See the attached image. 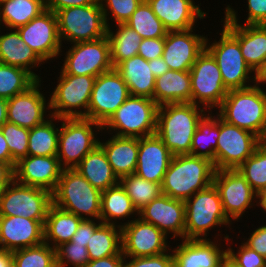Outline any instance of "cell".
<instances>
[{"label":"cell","mask_w":266,"mask_h":267,"mask_svg":"<svg viewBox=\"0 0 266 267\" xmlns=\"http://www.w3.org/2000/svg\"><path fill=\"white\" fill-rule=\"evenodd\" d=\"M185 203V232L184 239H210L211 230H215L213 239L227 240V228L230 233L234 224L227 218L220 194L214 183L207 188L196 192ZM233 225V226H232ZM227 226V227H226ZM221 227H225L226 234H222ZM220 228V229H219ZM221 230V231H220ZM219 232V233H218ZM224 235V236H223ZM220 236V237H219Z\"/></svg>","instance_id":"6da1fadb"},{"label":"cell","mask_w":266,"mask_h":267,"mask_svg":"<svg viewBox=\"0 0 266 267\" xmlns=\"http://www.w3.org/2000/svg\"><path fill=\"white\" fill-rule=\"evenodd\" d=\"M208 111L193 103L158 106L156 134L173 156L191 154L197 125Z\"/></svg>","instance_id":"7a4b0ae2"},{"label":"cell","mask_w":266,"mask_h":267,"mask_svg":"<svg viewBox=\"0 0 266 267\" xmlns=\"http://www.w3.org/2000/svg\"><path fill=\"white\" fill-rule=\"evenodd\" d=\"M215 167L209 159L191 154L173 156L161 184L162 193L186 201L213 183Z\"/></svg>","instance_id":"3957f363"},{"label":"cell","mask_w":266,"mask_h":267,"mask_svg":"<svg viewBox=\"0 0 266 267\" xmlns=\"http://www.w3.org/2000/svg\"><path fill=\"white\" fill-rule=\"evenodd\" d=\"M216 113L227 123L248 130L261 140L266 133V89L254 84L228 91Z\"/></svg>","instance_id":"277c9868"},{"label":"cell","mask_w":266,"mask_h":267,"mask_svg":"<svg viewBox=\"0 0 266 267\" xmlns=\"http://www.w3.org/2000/svg\"><path fill=\"white\" fill-rule=\"evenodd\" d=\"M53 204L88 220H100L101 191L93 187L76 169H63L52 193Z\"/></svg>","instance_id":"5b68a950"},{"label":"cell","mask_w":266,"mask_h":267,"mask_svg":"<svg viewBox=\"0 0 266 267\" xmlns=\"http://www.w3.org/2000/svg\"><path fill=\"white\" fill-rule=\"evenodd\" d=\"M102 125L87 118H62L57 158L63 169H74L99 145ZM98 134V135H97Z\"/></svg>","instance_id":"8992f818"},{"label":"cell","mask_w":266,"mask_h":267,"mask_svg":"<svg viewBox=\"0 0 266 267\" xmlns=\"http://www.w3.org/2000/svg\"><path fill=\"white\" fill-rule=\"evenodd\" d=\"M158 105L148 97L132 96L102 126L103 132L119 137H145L156 133Z\"/></svg>","instance_id":"52a82bcc"},{"label":"cell","mask_w":266,"mask_h":267,"mask_svg":"<svg viewBox=\"0 0 266 267\" xmlns=\"http://www.w3.org/2000/svg\"><path fill=\"white\" fill-rule=\"evenodd\" d=\"M218 29V39L206 38V49L217 61L225 88L245 89L256 84V74L246 64L239 42L224 28ZM211 40V41H210Z\"/></svg>","instance_id":"ba28073f"},{"label":"cell","mask_w":266,"mask_h":267,"mask_svg":"<svg viewBox=\"0 0 266 267\" xmlns=\"http://www.w3.org/2000/svg\"><path fill=\"white\" fill-rule=\"evenodd\" d=\"M55 14L62 46L107 36L108 27L99 0L86 6L64 8Z\"/></svg>","instance_id":"9c48e42d"},{"label":"cell","mask_w":266,"mask_h":267,"mask_svg":"<svg viewBox=\"0 0 266 267\" xmlns=\"http://www.w3.org/2000/svg\"><path fill=\"white\" fill-rule=\"evenodd\" d=\"M54 89L49 94L52 116L62 118H87L88 107L96 77L59 74Z\"/></svg>","instance_id":"30bf717a"},{"label":"cell","mask_w":266,"mask_h":267,"mask_svg":"<svg viewBox=\"0 0 266 267\" xmlns=\"http://www.w3.org/2000/svg\"><path fill=\"white\" fill-rule=\"evenodd\" d=\"M71 46V47H70ZM62 46L59 57L63 59L59 74L86 75L97 77L113 69L110 58V44L107 36L94 41L78 42ZM63 52V53H62Z\"/></svg>","instance_id":"8fae6325"},{"label":"cell","mask_w":266,"mask_h":267,"mask_svg":"<svg viewBox=\"0 0 266 267\" xmlns=\"http://www.w3.org/2000/svg\"><path fill=\"white\" fill-rule=\"evenodd\" d=\"M190 76L191 103L209 112L216 111L228 90L224 86L217 61L206 48L191 67Z\"/></svg>","instance_id":"7c38bea8"},{"label":"cell","mask_w":266,"mask_h":267,"mask_svg":"<svg viewBox=\"0 0 266 267\" xmlns=\"http://www.w3.org/2000/svg\"><path fill=\"white\" fill-rule=\"evenodd\" d=\"M52 204L50 191L13 180L0 195V216H22L44 226Z\"/></svg>","instance_id":"4fadbf2b"},{"label":"cell","mask_w":266,"mask_h":267,"mask_svg":"<svg viewBox=\"0 0 266 267\" xmlns=\"http://www.w3.org/2000/svg\"><path fill=\"white\" fill-rule=\"evenodd\" d=\"M261 143L257 135L227 123L219 116L215 170L237 169Z\"/></svg>","instance_id":"5bb4252c"},{"label":"cell","mask_w":266,"mask_h":267,"mask_svg":"<svg viewBox=\"0 0 266 267\" xmlns=\"http://www.w3.org/2000/svg\"><path fill=\"white\" fill-rule=\"evenodd\" d=\"M213 183L219 191L227 218L235 224L246 210L257 207V194L237 169L215 170Z\"/></svg>","instance_id":"9a60e30c"},{"label":"cell","mask_w":266,"mask_h":267,"mask_svg":"<svg viewBox=\"0 0 266 267\" xmlns=\"http://www.w3.org/2000/svg\"><path fill=\"white\" fill-rule=\"evenodd\" d=\"M224 5L221 25L239 42L246 64L256 74L266 62V25H243L238 11L230 4Z\"/></svg>","instance_id":"2e32d148"},{"label":"cell","mask_w":266,"mask_h":267,"mask_svg":"<svg viewBox=\"0 0 266 267\" xmlns=\"http://www.w3.org/2000/svg\"><path fill=\"white\" fill-rule=\"evenodd\" d=\"M129 96L127 84L115 68L100 74L94 82L87 119L103 126Z\"/></svg>","instance_id":"e0dca14e"},{"label":"cell","mask_w":266,"mask_h":267,"mask_svg":"<svg viewBox=\"0 0 266 267\" xmlns=\"http://www.w3.org/2000/svg\"><path fill=\"white\" fill-rule=\"evenodd\" d=\"M169 237L140 217L121 227L122 254L125 257H149L167 252ZM170 243L172 245H170Z\"/></svg>","instance_id":"ac0fdd59"},{"label":"cell","mask_w":266,"mask_h":267,"mask_svg":"<svg viewBox=\"0 0 266 267\" xmlns=\"http://www.w3.org/2000/svg\"><path fill=\"white\" fill-rule=\"evenodd\" d=\"M17 31L23 42L46 64L59 59L62 44L58 34L57 17L53 11L46 9L26 25L18 27Z\"/></svg>","instance_id":"d6986e66"},{"label":"cell","mask_w":266,"mask_h":267,"mask_svg":"<svg viewBox=\"0 0 266 267\" xmlns=\"http://www.w3.org/2000/svg\"><path fill=\"white\" fill-rule=\"evenodd\" d=\"M43 82L37 80L26 91L7 100L8 122L30 130L52 116L50 98L43 93L45 90L42 91Z\"/></svg>","instance_id":"ffe728a7"},{"label":"cell","mask_w":266,"mask_h":267,"mask_svg":"<svg viewBox=\"0 0 266 267\" xmlns=\"http://www.w3.org/2000/svg\"><path fill=\"white\" fill-rule=\"evenodd\" d=\"M196 32V28L167 32L162 57L170 70L190 71L205 50L207 35Z\"/></svg>","instance_id":"44dd1931"},{"label":"cell","mask_w":266,"mask_h":267,"mask_svg":"<svg viewBox=\"0 0 266 267\" xmlns=\"http://www.w3.org/2000/svg\"><path fill=\"white\" fill-rule=\"evenodd\" d=\"M139 217L174 238V242L184 239L185 203L182 200L161 194L139 211Z\"/></svg>","instance_id":"7402d4cb"},{"label":"cell","mask_w":266,"mask_h":267,"mask_svg":"<svg viewBox=\"0 0 266 267\" xmlns=\"http://www.w3.org/2000/svg\"><path fill=\"white\" fill-rule=\"evenodd\" d=\"M212 238L182 239L176 243L171 247L174 267H219L226 257V240Z\"/></svg>","instance_id":"603a6c76"},{"label":"cell","mask_w":266,"mask_h":267,"mask_svg":"<svg viewBox=\"0 0 266 267\" xmlns=\"http://www.w3.org/2000/svg\"><path fill=\"white\" fill-rule=\"evenodd\" d=\"M63 168L57 156H27L14 167V180L20 184L39 187L53 193Z\"/></svg>","instance_id":"cb8c5ba5"},{"label":"cell","mask_w":266,"mask_h":267,"mask_svg":"<svg viewBox=\"0 0 266 267\" xmlns=\"http://www.w3.org/2000/svg\"><path fill=\"white\" fill-rule=\"evenodd\" d=\"M147 2L168 31L196 28L198 20L206 19L209 14L200 8L201 3L197 4L194 0H147Z\"/></svg>","instance_id":"d4e9b609"},{"label":"cell","mask_w":266,"mask_h":267,"mask_svg":"<svg viewBox=\"0 0 266 267\" xmlns=\"http://www.w3.org/2000/svg\"><path fill=\"white\" fill-rule=\"evenodd\" d=\"M173 155L155 133L139 138L135 174L147 181L162 184Z\"/></svg>","instance_id":"484cf974"},{"label":"cell","mask_w":266,"mask_h":267,"mask_svg":"<svg viewBox=\"0 0 266 267\" xmlns=\"http://www.w3.org/2000/svg\"><path fill=\"white\" fill-rule=\"evenodd\" d=\"M44 226L22 216H0V248L15 251L44 242Z\"/></svg>","instance_id":"4316f807"},{"label":"cell","mask_w":266,"mask_h":267,"mask_svg":"<svg viewBox=\"0 0 266 267\" xmlns=\"http://www.w3.org/2000/svg\"><path fill=\"white\" fill-rule=\"evenodd\" d=\"M0 63L26 69L37 80L43 78L41 73L39 75L35 72L39 67L43 68L45 62L23 42L17 29H4L0 26Z\"/></svg>","instance_id":"83f0119b"},{"label":"cell","mask_w":266,"mask_h":267,"mask_svg":"<svg viewBox=\"0 0 266 267\" xmlns=\"http://www.w3.org/2000/svg\"><path fill=\"white\" fill-rule=\"evenodd\" d=\"M100 136L104 137L99 140V146L105 152L107 160L118 179L134 174L139 150V138L119 137L103 131Z\"/></svg>","instance_id":"f1b7e54d"},{"label":"cell","mask_w":266,"mask_h":267,"mask_svg":"<svg viewBox=\"0 0 266 267\" xmlns=\"http://www.w3.org/2000/svg\"><path fill=\"white\" fill-rule=\"evenodd\" d=\"M100 206V220L106 224L122 227L139 217V212L120 183L101 191Z\"/></svg>","instance_id":"f546056e"},{"label":"cell","mask_w":266,"mask_h":267,"mask_svg":"<svg viewBox=\"0 0 266 267\" xmlns=\"http://www.w3.org/2000/svg\"><path fill=\"white\" fill-rule=\"evenodd\" d=\"M115 69L127 84L130 95L153 99L156 78L148 61L142 56L126 59Z\"/></svg>","instance_id":"4dcf8cb0"},{"label":"cell","mask_w":266,"mask_h":267,"mask_svg":"<svg viewBox=\"0 0 266 267\" xmlns=\"http://www.w3.org/2000/svg\"><path fill=\"white\" fill-rule=\"evenodd\" d=\"M153 100L158 106L191 103L190 71L168 70L155 80Z\"/></svg>","instance_id":"1f68e13d"},{"label":"cell","mask_w":266,"mask_h":267,"mask_svg":"<svg viewBox=\"0 0 266 267\" xmlns=\"http://www.w3.org/2000/svg\"><path fill=\"white\" fill-rule=\"evenodd\" d=\"M74 169L100 191L107 190L119 183L105 152L99 145L89 152Z\"/></svg>","instance_id":"d6a6232c"},{"label":"cell","mask_w":266,"mask_h":267,"mask_svg":"<svg viewBox=\"0 0 266 267\" xmlns=\"http://www.w3.org/2000/svg\"><path fill=\"white\" fill-rule=\"evenodd\" d=\"M82 220L81 217L52 204L44 223V242L54 249L70 242Z\"/></svg>","instance_id":"836d02e7"},{"label":"cell","mask_w":266,"mask_h":267,"mask_svg":"<svg viewBox=\"0 0 266 267\" xmlns=\"http://www.w3.org/2000/svg\"><path fill=\"white\" fill-rule=\"evenodd\" d=\"M45 10V0H5L0 3V26L17 29Z\"/></svg>","instance_id":"e575fe53"},{"label":"cell","mask_w":266,"mask_h":267,"mask_svg":"<svg viewBox=\"0 0 266 267\" xmlns=\"http://www.w3.org/2000/svg\"><path fill=\"white\" fill-rule=\"evenodd\" d=\"M111 26L107 28V38L110 44L111 63L115 68L124 60L138 55L142 37L126 24Z\"/></svg>","instance_id":"d590c367"},{"label":"cell","mask_w":266,"mask_h":267,"mask_svg":"<svg viewBox=\"0 0 266 267\" xmlns=\"http://www.w3.org/2000/svg\"><path fill=\"white\" fill-rule=\"evenodd\" d=\"M218 137L219 115L217 113L214 114L213 111H208L199 121L193 135L191 155L209 159L215 167V151Z\"/></svg>","instance_id":"8d00e7d4"},{"label":"cell","mask_w":266,"mask_h":267,"mask_svg":"<svg viewBox=\"0 0 266 267\" xmlns=\"http://www.w3.org/2000/svg\"><path fill=\"white\" fill-rule=\"evenodd\" d=\"M60 118L51 116L45 122L30 129L29 156H57Z\"/></svg>","instance_id":"74e56055"},{"label":"cell","mask_w":266,"mask_h":267,"mask_svg":"<svg viewBox=\"0 0 266 267\" xmlns=\"http://www.w3.org/2000/svg\"><path fill=\"white\" fill-rule=\"evenodd\" d=\"M86 247L90 260H98L113 255H123L121 227L102 223L94 233H90V240Z\"/></svg>","instance_id":"f35d334b"},{"label":"cell","mask_w":266,"mask_h":267,"mask_svg":"<svg viewBox=\"0 0 266 267\" xmlns=\"http://www.w3.org/2000/svg\"><path fill=\"white\" fill-rule=\"evenodd\" d=\"M125 24L132 28L142 39L165 38L168 32L147 0L141 2Z\"/></svg>","instance_id":"ab89813d"},{"label":"cell","mask_w":266,"mask_h":267,"mask_svg":"<svg viewBox=\"0 0 266 267\" xmlns=\"http://www.w3.org/2000/svg\"><path fill=\"white\" fill-rule=\"evenodd\" d=\"M119 183L124 188L138 212L156 197L163 194L161 184L147 181L135 173L121 177Z\"/></svg>","instance_id":"60d3db41"},{"label":"cell","mask_w":266,"mask_h":267,"mask_svg":"<svg viewBox=\"0 0 266 267\" xmlns=\"http://www.w3.org/2000/svg\"><path fill=\"white\" fill-rule=\"evenodd\" d=\"M36 81L26 69L0 63V98L8 100L26 91Z\"/></svg>","instance_id":"b9f144b4"},{"label":"cell","mask_w":266,"mask_h":267,"mask_svg":"<svg viewBox=\"0 0 266 267\" xmlns=\"http://www.w3.org/2000/svg\"><path fill=\"white\" fill-rule=\"evenodd\" d=\"M13 267H57L56 249L40 245L13 251Z\"/></svg>","instance_id":"7bdbcfd3"},{"label":"cell","mask_w":266,"mask_h":267,"mask_svg":"<svg viewBox=\"0 0 266 267\" xmlns=\"http://www.w3.org/2000/svg\"><path fill=\"white\" fill-rule=\"evenodd\" d=\"M237 170L256 193L266 187V146L261 143Z\"/></svg>","instance_id":"ee69618b"},{"label":"cell","mask_w":266,"mask_h":267,"mask_svg":"<svg viewBox=\"0 0 266 267\" xmlns=\"http://www.w3.org/2000/svg\"><path fill=\"white\" fill-rule=\"evenodd\" d=\"M1 130L12 160L17 163L20 159L27 157L30 130L8 121L1 126Z\"/></svg>","instance_id":"f6af8a7d"},{"label":"cell","mask_w":266,"mask_h":267,"mask_svg":"<svg viewBox=\"0 0 266 267\" xmlns=\"http://www.w3.org/2000/svg\"><path fill=\"white\" fill-rule=\"evenodd\" d=\"M142 1L143 0H99L107 27H110L111 24L114 26V23L115 25L125 24Z\"/></svg>","instance_id":"bcb514c9"},{"label":"cell","mask_w":266,"mask_h":267,"mask_svg":"<svg viewBox=\"0 0 266 267\" xmlns=\"http://www.w3.org/2000/svg\"><path fill=\"white\" fill-rule=\"evenodd\" d=\"M90 261L87 247L66 242L56 248L57 267H83Z\"/></svg>","instance_id":"7dc6e473"},{"label":"cell","mask_w":266,"mask_h":267,"mask_svg":"<svg viewBox=\"0 0 266 267\" xmlns=\"http://www.w3.org/2000/svg\"><path fill=\"white\" fill-rule=\"evenodd\" d=\"M231 237V238H230ZM226 240L227 250L226 255L238 266V267H266V258L258 254L256 251L250 249L243 242L237 247V250L232 247L234 242L232 235ZM235 249V250H234Z\"/></svg>","instance_id":"c3c4849f"},{"label":"cell","mask_w":266,"mask_h":267,"mask_svg":"<svg viewBox=\"0 0 266 267\" xmlns=\"http://www.w3.org/2000/svg\"><path fill=\"white\" fill-rule=\"evenodd\" d=\"M125 267H174L172 250L149 257H125Z\"/></svg>","instance_id":"681fc988"},{"label":"cell","mask_w":266,"mask_h":267,"mask_svg":"<svg viewBox=\"0 0 266 267\" xmlns=\"http://www.w3.org/2000/svg\"><path fill=\"white\" fill-rule=\"evenodd\" d=\"M247 17L243 25H266V0H246Z\"/></svg>","instance_id":"f907efd6"},{"label":"cell","mask_w":266,"mask_h":267,"mask_svg":"<svg viewBox=\"0 0 266 267\" xmlns=\"http://www.w3.org/2000/svg\"><path fill=\"white\" fill-rule=\"evenodd\" d=\"M243 237L242 242L246 246L266 258V222L265 224L261 223L257 228H253V231L249 232L248 238L247 236Z\"/></svg>","instance_id":"816d5d0a"},{"label":"cell","mask_w":266,"mask_h":267,"mask_svg":"<svg viewBox=\"0 0 266 267\" xmlns=\"http://www.w3.org/2000/svg\"><path fill=\"white\" fill-rule=\"evenodd\" d=\"M165 45V38L142 39L138 55L146 61L162 57Z\"/></svg>","instance_id":"f5cc1de1"},{"label":"cell","mask_w":266,"mask_h":267,"mask_svg":"<svg viewBox=\"0 0 266 267\" xmlns=\"http://www.w3.org/2000/svg\"><path fill=\"white\" fill-rule=\"evenodd\" d=\"M103 222L101 220H88L83 219L81 223L79 224L77 231L71 238L72 243L85 245L87 246V243L90 240V233H94L95 230L102 224Z\"/></svg>","instance_id":"db71d44e"},{"label":"cell","mask_w":266,"mask_h":267,"mask_svg":"<svg viewBox=\"0 0 266 267\" xmlns=\"http://www.w3.org/2000/svg\"><path fill=\"white\" fill-rule=\"evenodd\" d=\"M95 1L96 0H45V6L47 10L55 13L64 8L90 5Z\"/></svg>","instance_id":"11a10c76"},{"label":"cell","mask_w":266,"mask_h":267,"mask_svg":"<svg viewBox=\"0 0 266 267\" xmlns=\"http://www.w3.org/2000/svg\"><path fill=\"white\" fill-rule=\"evenodd\" d=\"M83 267H125V256L113 255L98 260H90Z\"/></svg>","instance_id":"9f6ffc18"},{"label":"cell","mask_w":266,"mask_h":267,"mask_svg":"<svg viewBox=\"0 0 266 267\" xmlns=\"http://www.w3.org/2000/svg\"><path fill=\"white\" fill-rule=\"evenodd\" d=\"M14 180V168L0 160V195Z\"/></svg>","instance_id":"6f0895ef"},{"label":"cell","mask_w":266,"mask_h":267,"mask_svg":"<svg viewBox=\"0 0 266 267\" xmlns=\"http://www.w3.org/2000/svg\"><path fill=\"white\" fill-rule=\"evenodd\" d=\"M149 66L152 68V73L155 78L163 75L169 69V66L165 63L163 57H159L153 60L148 61Z\"/></svg>","instance_id":"680465c9"},{"label":"cell","mask_w":266,"mask_h":267,"mask_svg":"<svg viewBox=\"0 0 266 267\" xmlns=\"http://www.w3.org/2000/svg\"><path fill=\"white\" fill-rule=\"evenodd\" d=\"M0 160L10 164L13 168L16 163L12 160L10 150L8 148V144L2 134V130L0 128Z\"/></svg>","instance_id":"91938a15"},{"label":"cell","mask_w":266,"mask_h":267,"mask_svg":"<svg viewBox=\"0 0 266 267\" xmlns=\"http://www.w3.org/2000/svg\"><path fill=\"white\" fill-rule=\"evenodd\" d=\"M0 267H13V251L0 248Z\"/></svg>","instance_id":"94428289"},{"label":"cell","mask_w":266,"mask_h":267,"mask_svg":"<svg viewBox=\"0 0 266 267\" xmlns=\"http://www.w3.org/2000/svg\"><path fill=\"white\" fill-rule=\"evenodd\" d=\"M257 194V208L261 207V212L266 214V187L262 188ZM263 210V211H262ZM266 217V216H265Z\"/></svg>","instance_id":"6125c7cd"},{"label":"cell","mask_w":266,"mask_h":267,"mask_svg":"<svg viewBox=\"0 0 266 267\" xmlns=\"http://www.w3.org/2000/svg\"><path fill=\"white\" fill-rule=\"evenodd\" d=\"M256 84L263 87L266 84V62L256 73Z\"/></svg>","instance_id":"be15d7a7"},{"label":"cell","mask_w":266,"mask_h":267,"mask_svg":"<svg viewBox=\"0 0 266 267\" xmlns=\"http://www.w3.org/2000/svg\"><path fill=\"white\" fill-rule=\"evenodd\" d=\"M7 121V100L0 98V128Z\"/></svg>","instance_id":"e7e4bbea"},{"label":"cell","mask_w":266,"mask_h":267,"mask_svg":"<svg viewBox=\"0 0 266 267\" xmlns=\"http://www.w3.org/2000/svg\"><path fill=\"white\" fill-rule=\"evenodd\" d=\"M219 267H238V266L226 255V257L221 261Z\"/></svg>","instance_id":"03108f58"},{"label":"cell","mask_w":266,"mask_h":267,"mask_svg":"<svg viewBox=\"0 0 266 267\" xmlns=\"http://www.w3.org/2000/svg\"><path fill=\"white\" fill-rule=\"evenodd\" d=\"M261 141L266 146V133H265V135H264V137H263V139Z\"/></svg>","instance_id":"003e7915"}]
</instances>
